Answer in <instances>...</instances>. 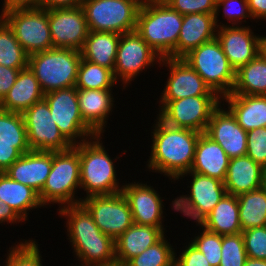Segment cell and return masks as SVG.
<instances>
[{
  "label": "cell",
  "instance_id": "1",
  "mask_svg": "<svg viewBox=\"0 0 266 266\" xmlns=\"http://www.w3.org/2000/svg\"><path fill=\"white\" fill-rule=\"evenodd\" d=\"M151 129L152 146L146 167L150 172L164 175L175 181L181 174L189 172L201 133L185 128H175L158 117Z\"/></svg>",
  "mask_w": 266,
  "mask_h": 266
},
{
  "label": "cell",
  "instance_id": "2",
  "mask_svg": "<svg viewBox=\"0 0 266 266\" xmlns=\"http://www.w3.org/2000/svg\"><path fill=\"white\" fill-rule=\"evenodd\" d=\"M58 215L67 220V240L73 249L78 264L102 266L115 263V240L105 235L95 224L91 214L81 204L58 208Z\"/></svg>",
  "mask_w": 266,
  "mask_h": 266
},
{
  "label": "cell",
  "instance_id": "3",
  "mask_svg": "<svg viewBox=\"0 0 266 266\" xmlns=\"http://www.w3.org/2000/svg\"><path fill=\"white\" fill-rule=\"evenodd\" d=\"M183 15L165 2H142L136 32L161 57L177 58Z\"/></svg>",
  "mask_w": 266,
  "mask_h": 266
},
{
  "label": "cell",
  "instance_id": "4",
  "mask_svg": "<svg viewBox=\"0 0 266 266\" xmlns=\"http://www.w3.org/2000/svg\"><path fill=\"white\" fill-rule=\"evenodd\" d=\"M102 134H97L80 144L74 145L79 151L80 158V186L84 190V197L91 195H112L122 192L124 185H120L116 173L115 159L105 149ZM86 191V192H85Z\"/></svg>",
  "mask_w": 266,
  "mask_h": 266
},
{
  "label": "cell",
  "instance_id": "5",
  "mask_svg": "<svg viewBox=\"0 0 266 266\" xmlns=\"http://www.w3.org/2000/svg\"><path fill=\"white\" fill-rule=\"evenodd\" d=\"M80 186L79 151L73 146L65 151L52 152V167L46 183L38 194L44 208L59 204V208L81 203L75 194ZM78 189V190H77Z\"/></svg>",
  "mask_w": 266,
  "mask_h": 266
},
{
  "label": "cell",
  "instance_id": "6",
  "mask_svg": "<svg viewBox=\"0 0 266 266\" xmlns=\"http://www.w3.org/2000/svg\"><path fill=\"white\" fill-rule=\"evenodd\" d=\"M81 52L52 48L28 56V67L44 93L75 87Z\"/></svg>",
  "mask_w": 266,
  "mask_h": 266
},
{
  "label": "cell",
  "instance_id": "7",
  "mask_svg": "<svg viewBox=\"0 0 266 266\" xmlns=\"http://www.w3.org/2000/svg\"><path fill=\"white\" fill-rule=\"evenodd\" d=\"M141 0H82L89 31L129 33L136 31Z\"/></svg>",
  "mask_w": 266,
  "mask_h": 266
},
{
  "label": "cell",
  "instance_id": "8",
  "mask_svg": "<svg viewBox=\"0 0 266 266\" xmlns=\"http://www.w3.org/2000/svg\"><path fill=\"white\" fill-rule=\"evenodd\" d=\"M221 98L231 94L235 70L230 66L217 38L201 44L182 58Z\"/></svg>",
  "mask_w": 266,
  "mask_h": 266
},
{
  "label": "cell",
  "instance_id": "9",
  "mask_svg": "<svg viewBox=\"0 0 266 266\" xmlns=\"http://www.w3.org/2000/svg\"><path fill=\"white\" fill-rule=\"evenodd\" d=\"M188 175L192 177L190 186L187 185L190 191L186 192L189 194L173 199L171 207L174 212H180L190 221L199 224L226 194V188L222 181L192 171L181 174L174 183Z\"/></svg>",
  "mask_w": 266,
  "mask_h": 266
},
{
  "label": "cell",
  "instance_id": "10",
  "mask_svg": "<svg viewBox=\"0 0 266 266\" xmlns=\"http://www.w3.org/2000/svg\"><path fill=\"white\" fill-rule=\"evenodd\" d=\"M157 117L175 128L205 133L212 113L222 103L220 96L185 97L172 101H158Z\"/></svg>",
  "mask_w": 266,
  "mask_h": 266
},
{
  "label": "cell",
  "instance_id": "11",
  "mask_svg": "<svg viewBox=\"0 0 266 266\" xmlns=\"http://www.w3.org/2000/svg\"><path fill=\"white\" fill-rule=\"evenodd\" d=\"M0 17L28 55L53 48L47 9H11L0 13Z\"/></svg>",
  "mask_w": 266,
  "mask_h": 266
},
{
  "label": "cell",
  "instance_id": "12",
  "mask_svg": "<svg viewBox=\"0 0 266 266\" xmlns=\"http://www.w3.org/2000/svg\"><path fill=\"white\" fill-rule=\"evenodd\" d=\"M44 99L58 129L73 146L97 135L82 119L75 87L45 93Z\"/></svg>",
  "mask_w": 266,
  "mask_h": 266
},
{
  "label": "cell",
  "instance_id": "13",
  "mask_svg": "<svg viewBox=\"0 0 266 266\" xmlns=\"http://www.w3.org/2000/svg\"><path fill=\"white\" fill-rule=\"evenodd\" d=\"M161 57L136 32L121 34L118 44L114 76L126 89L131 81L149 67L160 64Z\"/></svg>",
  "mask_w": 266,
  "mask_h": 266
},
{
  "label": "cell",
  "instance_id": "14",
  "mask_svg": "<svg viewBox=\"0 0 266 266\" xmlns=\"http://www.w3.org/2000/svg\"><path fill=\"white\" fill-rule=\"evenodd\" d=\"M81 204L91 214L97 227L116 240L132 224V212L122 192L83 197Z\"/></svg>",
  "mask_w": 266,
  "mask_h": 266
},
{
  "label": "cell",
  "instance_id": "15",
  "mask_svg": "<svg viewBox=\"0 0 266 266\" xmlns=\"http://www.w3.org/2000/svg\"><path fill=\"white\" fill-rule=\"evenodd\" d=\"M29 148L36 151H65L73 145L58 129L45 99L23 113Z\"/></svg>",
  "mask_w": 266,
  "mask_h": 266
},
{
  "label": "cell",
  "instance_id": "16",
  "mask_svg": "<svg viewBox=\"0 0 266 266\" xmlns=\"http://www.w3.org/2000/svg\"><path fill=\"white\" fill-rule=\"evenodd\" d=\"M161 66L168 67L169 77L159 101H172L190 96H219L182 58H161L158 67Z\"/></svg>",
  "mask_w": 266,
  "mask_h": 266
},
{
  "label": "cell",
  "instance_id": "17",
  "mask_svg": "<svg viewBox=\"0 0 266 266\" xmlns=\"http://www.w3.org/2000/svg\"><path fill=\"white\" fill-rule=\"evenodd\" d=\"M53 48L81 50L89 34L81 6L48 10Z\"/></svg>",
  "mask_w": 266,
  "mask_h": 266
},
{
  "label": "cell",
  "instance_id": "18",
  "mask_svg": "<svg viewBox=\"0 0 266 266\" xmlns=\"http://www.w3.org/2000/svg\"><path fill=\"white\" fill-rule=\"evenodd\" d=\"M122 193L127 199L134 224L164 227V202L159 192L143 182L123 183Z\"/></svg>",
  "mask_w": 266,
  "mask_h": 266
},
{
  "label": "cell",
  "instance_id": "19",
  "mask_svg": "<svg viewBox=\"0 0 266 266\" xmlns=\"http://www.w3.org/2000/svg\"><path fill=\"white\" fill-rule=\"evenodd\" d=\"M227 24L217 28L216 38L220 42L230 66L236 72L260 53L262 35L254 34V30L249 25L229 26Z\"/></svg>",
  "mask_w": 266,
  "mask_h": 266
},
{
  "label": "cell",
  "instance_id": "20",
  "mask_svg": "<svg viewBox=\"0 0 266 266\" xmlns=\"http://www.w3.org/2000/svg\"><path fill=\"white\" fill-rule=\"evenodd\" d=\"M222 104L212 113L205 134L218 143L228 157H242L247 152V132Z\"/></svg>",
  "mask_w": 266,
  "mask_h": 266
},
{
  "label": "cell",
  "instance_id": "21",
  "mask_svg": "<svg viewBox=\"0 0 266 266\" xmlns=\"http://www.w3.org/2000/svg\"><path fill=\"white\" fill-rule=\"evenodd\" d=\"M52 167V151L30 150L22 154L4 173L16 182L31 187L38 194Z\"/></svg>",
  "mask_w": 266,
  "mask_h": 266
},
{
  "label": "cell",
  "instance_id": "22",
  "mask_svg": "<svg viewBox=\"0 0 266 266\" xmlns=\"http://www.w3.org/2000/svg\"><path fill=\"white\" fill-rule=\"evenodd\" d=\"M112 90L77 89L82 119L96 134L103 135L106 131L109 114L116 106Z\"/></svg>",
  "mask_w": 266,
  "mask_h": 266
},
{
  "label": "cell",
  "instance_id": "23",
  "mask_svg": "<svg viewBox=\"0 0 266 266\" xmlns=\"http://www.w3.org/2000/svg\"><path fill=\"white\" fill-rule=\"evenodd\" d=\"M217 26L214 14L192 13L183 15V23L177 42V58L216 38Z\"/></svg>",
  "mask_w": 266,
  "mask_h": 266
},
{
  "label": "cell",
  "instance_id": "24",
  "mask_svg": "<svg viewBox=\"0 0 266 266\" xmlns=\"http://www.w3.org/2000/svg\"><path fill=\"white\" fill-rule=\"evenodd\" d=\"M165 229L133 223L115 240L116 262L126 264L131 258L159 242L167 232Z\"/></svg>",
  "mask_w": 266,
  "mask_h": 266
},
{
  "label": "cell",
  "instance_id": "25",
  "mask_svg": "<svg viewBox=\"0 0 266 266\" xmlns=\"http://www.w3.org/2000/svg\"><path fill=\"white\" fill-rule=\"evenodd\" d=\"M265 171L247 155L231 158L223 182L226 193L237 196L263 187Z\"/></svg>",
  "mask_w": 266,
  "mask_h": 266
},
{
  "label": "cell",
  "instance_id": "26",
  "mask_svg": "<svg viewBox=\"0 0 266 266\" xmlns=\"http://www.w3.org/2000/svg\"><path fill=\"white\" fill-rule=\"evenodd\" d=\"M236 118L246 131L266 127V95L228 94L222 97V105Z\"/></svg>",
  "mask_w": 266,
  "mask_h": 266
},
{
  "label": "cell",
  "instance_id": "27",
  "mask_svg": "<svg viewBox=\"0 0 266 266\" xmlns=\"http://www.w3.org/2000/svg\"><path fill=\"white\" fill-rule=\"evenodd\" d=\"M229 160L230 158L218 143L205 133H201L190 171L224 182Z\"/></svg>",
  "mask_w": 266,
  "mask_h": 266
},
{
  "label": "cell",
  "instance_id": "28",
  "mask_svg": "<svg viewBox=\"0 0 266 266\" xmlns=\"http://www.w3.org/2000/svg\"><path fill=\"white\" fill-rule=\"evenodd\" d=\"M45 93L29 67L20 70L16 82L0 101V108L23 114L34 103L44 99Z\"/></svg>",
  "mask_w": 266,
  "mask_h": 266
},
{
  "label": "cell",
  "instance_id": "29",
  "mask_svg": "<svg viewBox=\"0 0 266 266\" xmlns=\"http://www.w3.org/2000/svg\"><path fill=\"white\" fill-rule=\"evenodd\" d=\"M0 201L14 209L25 222L31 210L44 207L35 190L14 181L4 172H0Z\"/></svg>",
  "mask_w": 266,
  "mask_h": 266
},
{
  "label": "cell",
  "instance_id": "30",
  "mask_svg": "<svg viewBox=\"0 0 266 266\" xmlns=\"http://www.w3.org/2000/svg\"><path fill=\"white\" fill-rule=\"evenodd\" d=\"M199 224L222 236L242 233L237 196L226 193Z\"/></svg>",
  "mask_w": 266,
  "mask_h": 266
},
{
  "label": "cell",
  "instance_id": "31",
  "mask_svg": "<svg viewBox=\"0 0 266 266\" xmlns=\"http://www.w3.org/2000/svg\"><path fill=\"white\" fill-rule=\"evenodd\" d=\"M121 34L90 31L81 52V58L114 70Z\"/></svg>",
  "mask_w": 266,
  "mask_h": 266
},
{
  "label": "cell",
  "instance_id": "32",
  "mask_svg": "<svg viewBox=\"0 0 266 266\" xmlns=\"http://www.w3.org/2000/svg\"><path fill=\"white\" fill-rule=\"evenodd\" d=\"M231 94L266 95V59L261 53L235 72Z\"/></svg>",
  "mask_w": 266,
  "mask_h": 266
},
{
  "label": "cell",
  "instance_id": "33",
  "mask_svg": "<svg viewBox=\"0 0 266 266\" xmlns=\"http://www.w3.org/2000/svg\"><path fill=\"white\" fill-rule=\"evenodd\" d=\"M237 201L242 231L266 226V189L264 187L237 195Z\"/></svg>",
  "mask_w": 266,
  "mask_h": 266
},
{
  "label": "cell",
  "instance_id": "34",
  "mask_svg": "<svg viewBox=\"0 0 266 266\" xmlns=\"http://www.w3.org/2000/svg\"><path fill=\"white\" fill-rule=\"evenodd\" d=\"M117 83L112 70L81 58L76 89H112Z\"/></svg>",
  "mask_w": 266,
  "mask_h": 266
},
{
  "label": "cell",
  "instance_id": "35",
  "mask_svg": "<svg viewBox=\"0 0 266 266\" xmlns=\"http://www.w3.org/2000/svg\"><path fill=\"white\" fill-rule=\"evenodd\" d=\"M28 56L12 29L0 17V65L10 68H27Z\"/></svg>",
  "mask_w": 266,
  "mask_h": 266
},
{
  "label": "cell",
  "instance_id": "36",
  "mask_svg": "<svg viewBox=\"0 0 266 266\" xmlns=\"http://www.w3.org/2000/svg\"><path fill=\"white\" fill-rule=\"evenodd\" d=\"M175 248L168 242L166 235L141 254L131 258L127 266H175Z\"/></svg>",
  "mask_w": 266,
  "mask_h": 266
},
{
  "label": "cell",
  "instance_id": "37",
  "mask_svg": "<svg viewBox=\"0 0 266 266\" xmlns=\"http://www.w3.org/2000/svg\"><path fill=\"white\" fill-rule=\"evenodd\" d=\"M35 240L24 239L9 247L3 266H43L40 245Z\"/></svg>",
  "mask_w": 266,
  "mask_h": 266
},
{
  "label": "cell",
  "instance_id": "38",
  "mask_svg": "<svg viewBox=\"0 0 266 266\" xmlns=\"http://www.w3.org/2000/svg\"><path fill=\"white\" fill-rule=\"evenodd\" d=\"M0 141L5 143H28L23 114L0 108Z\"/></svg>",
  "mask_w": 266,
  "mask_h": 266
},
{
  "label": "cell",
  "instance_id": "39",
  "mask_svg": "<svg viewBox=\"0 0 266 266\" xmlns=\"http://www.w3.org/2000/svg\"><path fill=\"white\" fill-rule=\"evenodd\" d=\"M221 10H223L222 17H224V20L227 19L229 26H241L244 22L247 23L246 19H252L247 0H217L214 14L217 28L225 25L221 22L219 23L220 20L218 18Z\"/></svg>",
  "mask_w": 266,
  "mask_h": 266
},
{
  "label": "cell",
  "instance_id": "40",
  "mask_svg": "<svg viewBox=\"0 0 266 266\" xmlns=\"http://www.w3.org/2000/svg\"><path fill=\"white\" fill-rule=\"evenodd\" d=\"M196 226H199L202 231L198 232L197 236L194 235V238L191 237V243L203 253L211 266H219L222 257V235L211 232L200 224Z\"/></svg>",
  "mask_w": 266,
  "mask_h": 266
},
{
  "label": "cell",
  "instance_id": "41",
  "mask_svg": "<svg viewBox=\"0 0 266 266\" xmlns=\"http://www.w3.org/2000/svg\"><path fill=\"white\" fill-rule=\"evenodd\" d=\"M219 266H244L247 254L242 233L222 236Z\"/></svg>",
  "mask_w": 266,
  "mask_h": 266
},
{
  "label": "cell",
  "instance_id": "42",
  "mask_svg": "<svg viewBox=\"0 0 266 266\" xmlns=\"http://www.w3.org/2000/svg\"><path fill=\"white\" fill-rule=\"evenodd\" d=\"M247 257L266 260V226L242 231Z\"/></svg>",
  "mask_w": 266,
  "mask_h": 266
},
{
  "label": "cell",
  "instance_id": "43",
  "mask_svg": "<svg viewBox=\"0 0 266 266\" xmlns=\"http://www.w3.org/2000/svg\"><path fill=\"white\" fill-rule=\"evenodd\" d=\"M246 155L266 170V127L247 132Z\"/></svg>",
  "mask_w": 266,
  "mask_h": 266
},
{
  "label": "cell",
  "instance_id": "44",
  "mask_svg": "<svg viewBox=\"0 0 266 266\" xmlns=\"http://www.w3.org/2000/svg\"><path fill=\"white\" fill-rule=\"evenodd\" d=\"M217 0H166L172 9L181 15L192 13L215 14Z\"/></svg>",
  "mask_w": 266,
  "mask_h": 266
},
{
  "label": "cell",
  "instance_id": "45",
  "mask_svg": "<svg viewBox=\"0 0 266 266\" xmlns=\"http://www.w3.org/2000/svg\"><path fill=\"white\" fill-rule=\"evenodd\" d=\"M30 150L28 143H5L0 141V172L6 171L22 154Z\"/></svg>",
  "mask_w": 266,
  "mask_h": 266
},
{
  "label": "cell",
  "instance_id": "46",
  "mask_svg": "<svg viewBox=\"0 0 266 266\" xmlns=\"http://www.w3.org/2000/svg\"><path fill=\"white\" fill-rule=\"evenodd\" d=\"M177 256L175 252V266H211L201 251L190 241Z\"/></svg>",
  "mask_w": 266,
  "mask_h": 266
},
{
  "label": "cell",
  "instance_id": "47",
  "mask_svg": "<svg viewBox=\"0 0 266 266\" xmlns=\"http://www.w3.org/2000/svg\"><path fill=\"white\" fill-rule=\"evenodd\" d=\"M25 68H10L0 65V101L16 82L20 70Z\"/></svg>",
  "mask_w": 266,
  "mask_h": 266
},
{
  "label": "cell",
  "instance_id": "48",
  "mask_svg": "<svg viewBox=\"0 0 266 266\" xmlns=\"http://www.w3.org/2000/svg\"><path fill=\"white\" fill-rule=\"evenodd\" d=\"M10 224L14 225L17 223H24L25 221L7 204L0 201V224Z\"/></svg>",
  "mask_w": 266,
  "mask_h": 266
},
{
  "label": "cell",
  "instance_id": "49",
  "mask_svg": "<svg viewBox=\"0 0 266 266\" xmlns=\"http://www.w3.org/2000/svg\"><path fill=\"white\" fill-rule=\"evenodd\" d=\"M42 0H4L1 13L11 9L39 8Z\"/></svg>",
  "mask_w": 266,
  "mask_h": 266
},
{
  "label": "cell",
  "instance_id": "50",
  "mask_svg": "<svg viewBox=\"0 0 266 266\" xmlns=\"http://www.w3.org/2000/svg\"><path fill=\"white\" fill-rule=\"evenodd\" d=\"M252 20H266V0H247Z\"/></svg>",
  "mask_w": 266,
  "mask_h": 266
},
{
  "label": "cell",
  "instance_id": "51",
  "mask_svg": "<svg viewBox=\"0 0 266 266\" xmlns=\"http://www.w3.org/2000/svg\"><path fill=\"white\" fill-rule=\"evenodd\" d=\"M82 0H42L41 8L47 10L53 8L76 7L81 5Z\"/></svg>",
  "mask_w": 266,
  "mask_h": 266
},
{
  "label": "cell",
  "instance_id": "52",
  "mask_svg": "<svg viewBox=\"0 0 266 266\" xmlns=\"http://www.w3.org/2000/svg\"><path fill=\"white\" fill-rule=\"evenodd\" d=\"M244 266H266V260L247 257Z\"/></svg>",
  "mask_w": 266,
  "mask_h": 266
},
{
  "label": "cell",
  "instance_id": "53",
  "mask_svg": "<svg viewBox=\"0 0 266 266\" xmlns=\"http://www.w3.org/2000/svg\"><path fill=\"white\" fill-rule=\"evenodd\" d=\"M260 53L263 55V57L266 59V35L261 36L260 40Z\"/></svg>",
  "mask_w": 266,
  "mask_h": 266
},
{
  "label": "cell",
  "instance_id": "54",
  "mask_svg": "<svg viewBox=\"0 0 266 266\" xmlns=\"http://www.w3.org/2000/svg\"><path fill=\"white\" fill-rule=\"evenodd\" d=\"M102 266H127L126 264H122V263H112V264H108V265H102Z\"/></svg>",
  "mask_w": 266,
  "mask_h": 266
},
{
  "label": "cell",
  "instance_id": "55",
  "mask_svg": "<svg viewBox=\"0 0 266 266\" xmlns=\"http://www.w3.org/2000/svg\"><path fill=\"white\" fill-rule=\"evenodd\" d=\"M142 2H165L166 0H141Z\"/></svg>",
  "mask_w": 266,
  "mask_h": 266
},
{
  "label": "cell",
  "instance_id": "56",
  "mask_svg": "<svg viewBox=\"0 0 266 266\" xmlns=\"http://www.w3.org/2000/svg\"><path fill=\"white\" fill-rule=\"evenodd\" d=\"M263 187L266 189V171H265V174H264V182H263Z\"/></svg>",
  "mask_w": 266,
  "mask_h": 266
}]
</instances>
